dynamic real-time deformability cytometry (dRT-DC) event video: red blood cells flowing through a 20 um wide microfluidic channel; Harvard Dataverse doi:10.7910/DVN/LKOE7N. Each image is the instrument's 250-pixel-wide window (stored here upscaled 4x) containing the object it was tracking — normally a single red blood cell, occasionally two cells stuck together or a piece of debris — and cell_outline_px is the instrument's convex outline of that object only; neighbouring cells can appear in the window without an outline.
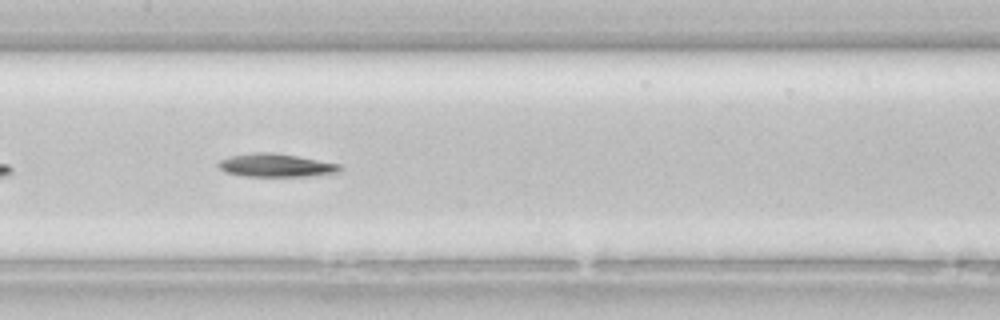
{"species": "common noctule bat (a hibernating species)", "species_latin": "Nyctalus noctula", "temperature_condition": "room temperature", "stored_images_in_passage": 14, "camera_frame_rate_fps": 3000, "um_per_image_px": 0.085, "animal": {"sex": "female", "body_mass_g": 22.7, "forearm_length_mm": 54.2}, "frame": {"image": 1, "passage_image": 10, "time_ms": 3.0, "image_size_px": [1000, 320], "cell_outline_px": [[344, 168], [336, 172], [308, 176], [244, 176], [224, 172], [216, 164], [220, 160], [228, 156], [256, 152], [272, 152], [296, 156], [340, 164]], "centroid_in_image_um": [23.4, 14.05], "position_along_channel_um": 184.0, "area_um2": 16.36}}